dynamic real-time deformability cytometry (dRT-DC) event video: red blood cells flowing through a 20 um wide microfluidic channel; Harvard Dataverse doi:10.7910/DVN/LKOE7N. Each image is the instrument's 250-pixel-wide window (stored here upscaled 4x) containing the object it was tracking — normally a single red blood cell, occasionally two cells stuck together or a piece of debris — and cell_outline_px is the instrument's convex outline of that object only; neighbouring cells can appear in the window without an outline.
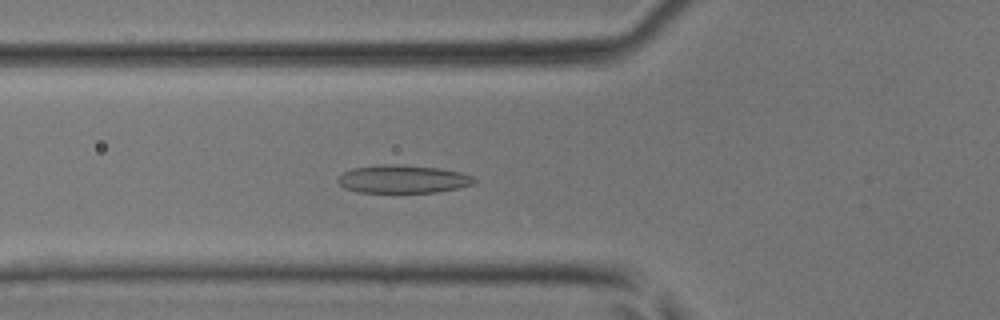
{"species": "common noctule bat (a hibernating species)", "species_latin": "Nyctalus noctula", "temperature_condition": "room temperature", "stored_images_in_passage": 44, "camera_frame_rate_fps": 3000, "um_per_image_px": 0.085, "animal": {"sex": "male", "body_mass_g": 17.9, "forearm_length_mm": 54.2}, "frame": {"image": 1, "passage_image": 16, "time_ms": 5.0, "image_size_px": [1000, 320], "cell_outline_px": [[476, 184], [436, 192], [356, 192], [344, 188], [336, 180], [344, 172], [352, 168], [380, 164], [396, 164], [440, 168], [460, 172], [472, 176], [476, 180]], "centroid_in_image_um": [34.24, 15.22], "position_along_channel_um": 91.6, "area_um2": 22.31}}
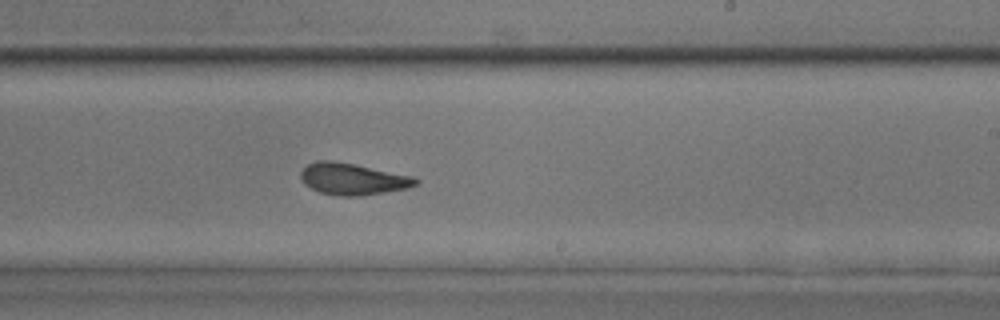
{"frame": {"image": 2, "passage_image": 27, "time_ms": 8.667, "image_size_px": [1000, 320], "cell_outline_px": [[420, 180], [416, 184], [408, 188], [360, 196], [336, 196], [320, 192], [304, 184], [300, 176], [300, 172], [308, 164], [316, 160], [332, 160], [412, 176]], "centroid_in_image_um": [29.95, 15.22], "position_along_channel_um": 259.1, "area_um2": 20.98}}
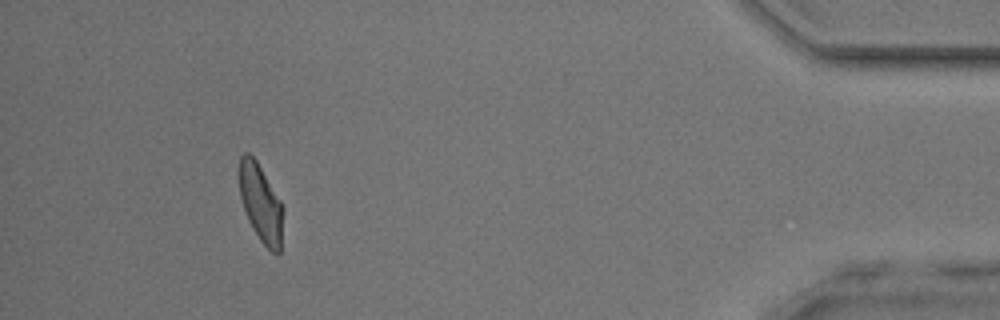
{"frame": {"image": 3, "passage_image": 41, "time_ms": 13.333, "image_size_px": [1000, 320], "cell_outline_px": [[284, 208], [280, 252], [272, 252], [260, 240], [252, 228], [248, 220], [240, 196], [236, 172], [240, 156], [244, 152], [248, 152], [256, 160], [280, 200]], "centroid_in_image_um": [22.13, 17.21], "position_along_channel_um": 413.1, "area_um2": 20.17}}